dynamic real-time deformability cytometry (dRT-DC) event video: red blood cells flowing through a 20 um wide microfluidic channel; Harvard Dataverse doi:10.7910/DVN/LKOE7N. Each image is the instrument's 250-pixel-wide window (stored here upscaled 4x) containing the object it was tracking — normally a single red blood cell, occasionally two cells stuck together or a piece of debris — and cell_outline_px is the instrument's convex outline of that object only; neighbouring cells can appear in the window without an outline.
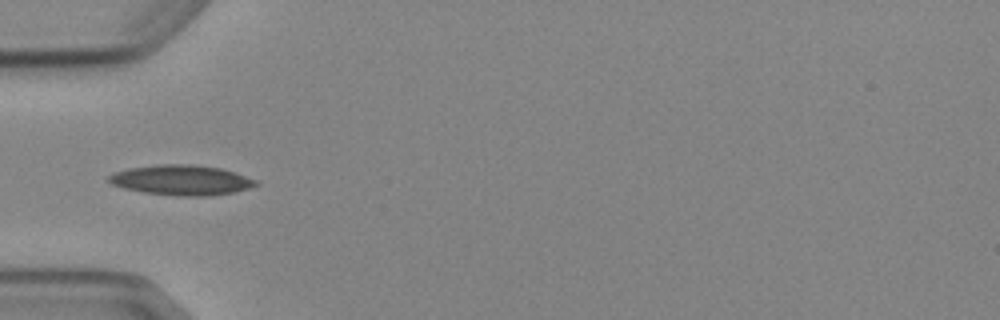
{"species": "Egyptian fruit bat (a non-hibernating species)", "species_latin": "Rousettus aegyptiacus", "temperature_condition": "cold", "stored_images_in_passage": 7, "camera_frame_rate_fps": 3000, "um_per_image_px": 0.085, "animal": {"sex": "female"}, "frame": {"image": 1, "passage_image": 5, "time_ms": 4.667, "image_size_px": [1000, 320], "cell_outline_px": [[260, 184], [248, 188], [232, 192], [208, 196], [180, 196], [144, 192], [124, 188], [112, 184], [104, 180], [112, 172], [128, 168], [156, 164], [188, 164], [220, 168], [256, 180]], "centroid_in_image_um": [15.34, 15.3], "position_along_channel_um": 69.7, "area_um2": 25.72}}
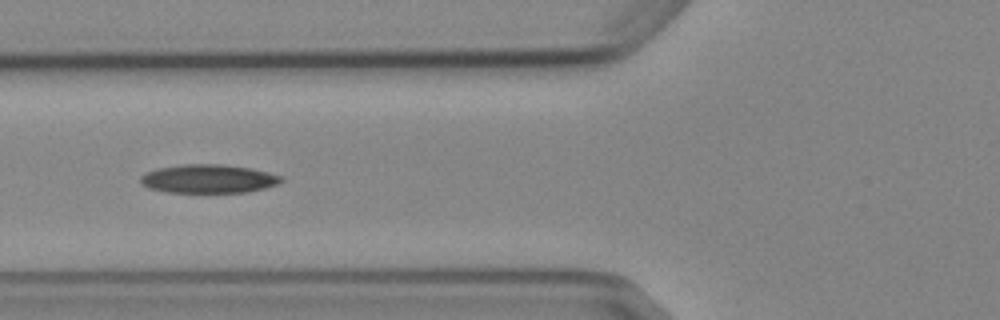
{"frame": {"image": 2, "passage_image": 6, "time_ms": 5.667, "image_size_px": [1000, 320], "cell_outline_px": [[284, 180], [276, 184], [264, 188], [248, 192], [168, 192], [148, 188], [140, 184], [140, 176], [156, 168], [180, 164], [224, 164], [252, 168], [284, 176]], "centroid_in_image_um": [17.72, 15.18], "position_along_channel_um": 108.1, "area_um2": 23.64}}